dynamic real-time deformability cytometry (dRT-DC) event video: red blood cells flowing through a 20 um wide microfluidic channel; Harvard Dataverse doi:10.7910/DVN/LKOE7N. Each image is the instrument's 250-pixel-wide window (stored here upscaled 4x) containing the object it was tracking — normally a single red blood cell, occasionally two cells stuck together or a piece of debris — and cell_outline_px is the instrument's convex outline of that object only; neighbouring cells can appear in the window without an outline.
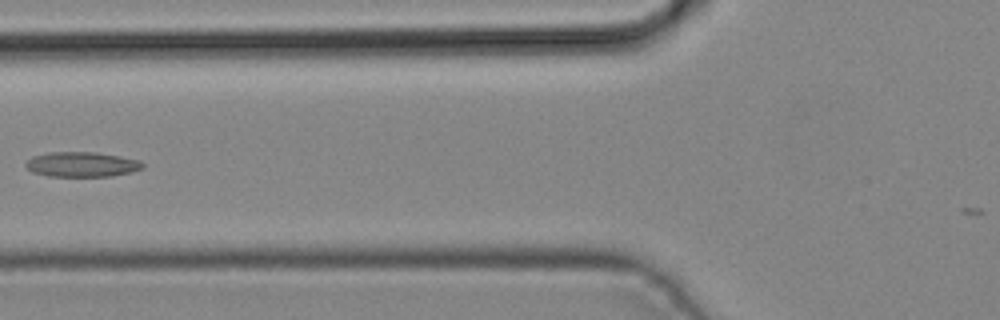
{"species": "common noctule bat (a hibernating species)", "species_latin": "Nyctalus noctula", "temperature_condition": "cold", "stored_images_in_passage": 2, "camera_frame_rate_fps": 3000, "um_per_image_px": 0.085, "animal": {"sex": "male", "body_mass_g": 19.2, "forearm_length_mm": 51.8}, "frame": {"image": 1, "passage_image": 2, "time_ms": 0.333, "image_size_px": [1000, 320], "cell_outline_px": [[144, 168], [132, 172], [112, 176], [48, 176], [32, 172], [24, 164], [32, 156], [48, 152], [96, 152], [120, 156], [140, 160], [144, 164]], "centroid_in_image_um": [6.97, 13.97], "position_along_channel_um": 118.8, "area_um2": 17.11}}